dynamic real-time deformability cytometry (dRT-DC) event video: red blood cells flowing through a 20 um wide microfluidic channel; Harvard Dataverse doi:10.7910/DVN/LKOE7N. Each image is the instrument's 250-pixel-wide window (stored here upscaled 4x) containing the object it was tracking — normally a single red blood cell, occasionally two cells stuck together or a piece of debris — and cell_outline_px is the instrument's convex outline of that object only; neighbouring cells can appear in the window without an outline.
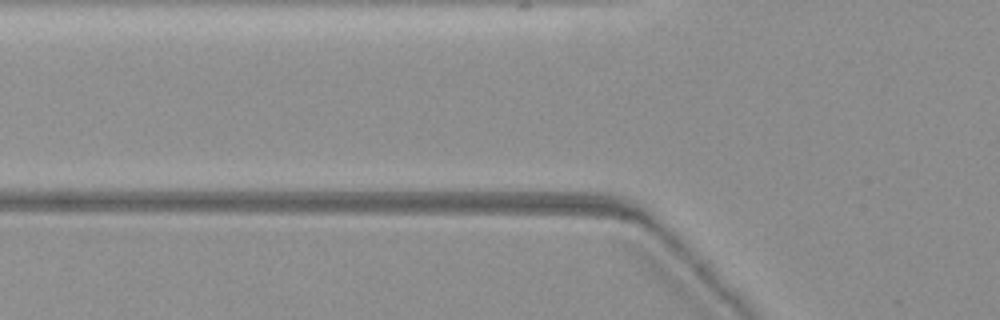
{"species": "common noctule bat (a hibernating species)", "species_latin": "Nyctalus noctula", "temperature_condition": "warm", "stored_images_in_passage": 3, "camera_frame_rate_fps": 3000, "um_per_image_px": 0.085, "animal": {"sex": "female", "body_mass_g": 19.3, "forearm_length_mm": 54.1}, "frame": {"image": 1, "passage_image": 3, "time_ms": 0.667, "image_size_px": [1000, 320], "cell_outline_px": [[632, 220], [620, 220], [492, 216], [452, 212], [464, 204], [488, 204], [588, 212], [624, 216]], "centroid_in_image_um": [45.21, 18.06], "position_along_channel_um": 80.6, "area_um2": 10.58}}